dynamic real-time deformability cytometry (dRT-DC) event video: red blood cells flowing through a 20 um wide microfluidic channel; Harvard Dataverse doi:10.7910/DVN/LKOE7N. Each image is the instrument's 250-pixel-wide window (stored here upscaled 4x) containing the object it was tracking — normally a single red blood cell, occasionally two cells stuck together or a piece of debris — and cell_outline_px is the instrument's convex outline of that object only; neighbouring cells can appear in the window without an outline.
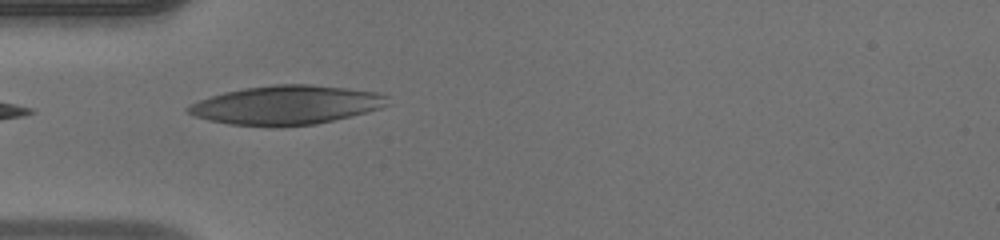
{"species": "human", "species_latin": "Homo sapiens", "temperature_condition": "warm", "stored_images_in_passage": 29, "camera_frame_rate_fps": 3000, "um_per_image_px": 0.085, "donor": {"sex": "male"}, "frame": {"image": 1, "passage_image": 1, "time_ms": 0.0, "image_size_px": [1000, 240], "cell_outline_px": [[388, 104], [380, 108], [316, 124], [280, 128], [268, 128], [228, 124], [208, 120], [196, 116], [188, 112], [184, 108], [188, 104], [224, 92], [244, 88], [272, 84], [312, 84], [376, 92], [388, 96]], "centroid_in_image_um": [24.28, 8.94], "position_along_channel_um": 60.7, "area_um2": 45.6}}
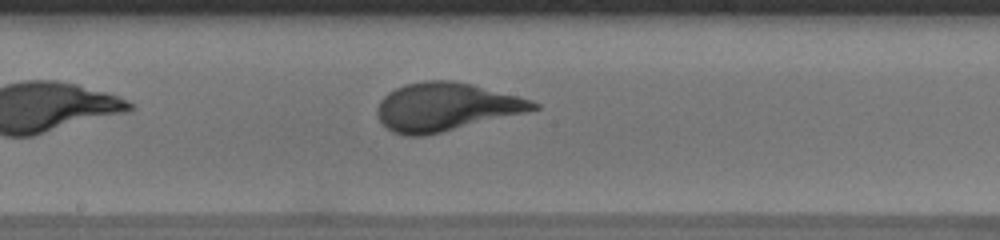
{"frame": {"image": 2, "passage_image": 12, "time_ms": 3.667, "image_size_px": [1000, 240], "cell_outline_px": [[540, 108], [524, 112], [424, 136], [404, 136], [392, 132], [376, 116], [376, 108], [380, 100], [388, 92], [404, 84], [424, 80], [452, 80], [472, 84], [532, 100], [540, 104]], "centroid_in_image_um": [37.84, 9.07], "position_along_channel_um": 210.4, "area_um2": 43.52}}
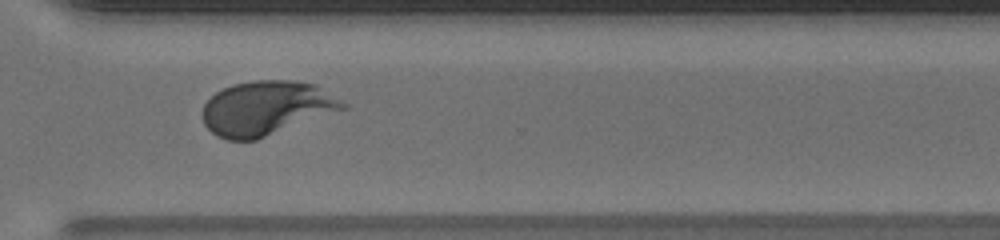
{"frame": {"image": 3, "passage_image": 22, "time_ms": 7.0, "image_size_px": [1000, 240], "cell_outline_px": [[348, 108], [256, 140], [228, 140], [216, 136], [204, 124], [200, 112], [204, 104], [216, 92], [232, 84], [252, 80], [292, 80], [316, 84], [348, 104]], "centroid_in_image_um": [22.64, 9.19], "position_along_channel_um": 348.0, "area_um2": 44.68}}